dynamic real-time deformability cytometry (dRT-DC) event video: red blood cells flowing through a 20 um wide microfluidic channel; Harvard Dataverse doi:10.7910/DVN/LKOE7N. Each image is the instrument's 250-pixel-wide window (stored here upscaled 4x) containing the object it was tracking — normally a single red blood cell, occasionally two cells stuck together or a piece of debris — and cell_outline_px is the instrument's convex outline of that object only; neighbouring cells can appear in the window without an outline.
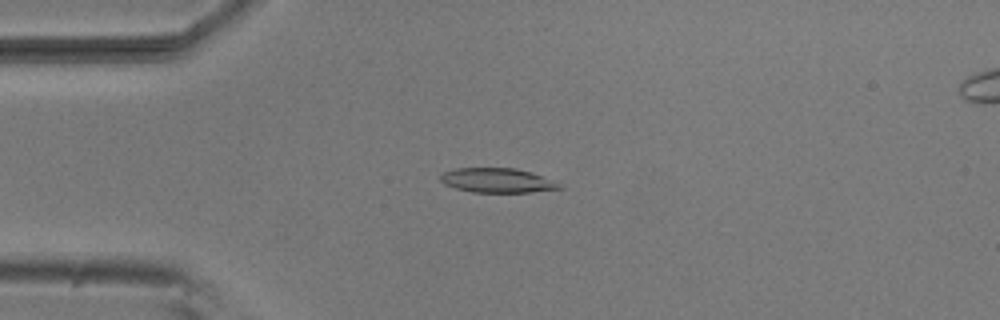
{"species": "common noctule bat (a hibernating species)", "species_latin": "Nyctalus noctula", "temperature_condition": "room temperature", "stored_images_in_passage": 8, "camera_frame_rate_fps": 3000, "um_per_image_px": 0.085, "animal": {"sex": "male", "body_mass_g": 20.5, "forearm_length_mm": 52.5}, "frame": {"image": 1, "passage_image": 3, "time_ms": 0.667, "image_size_px": [1000, 320], "cell_outline_px": [[564, 188], [532, 192], [472, 192], [456, 188], [444, 184], [440, 180], [440, 176], [444, 172], [456, 168], [516, 168], [540, 176], [560, 184]], "centroid_in_image_um": [42.23, 15.34], "position_along_channel_um": 42.8, "area_um2": 16.7}}
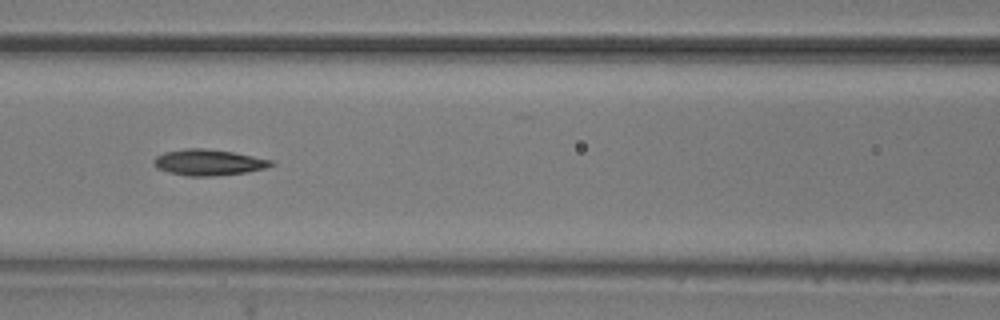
{"frame": {"image": 2, "passage_image": 6, "time_ms": 1.667, "image_size_px": [1000, 320], "cell_outline_px": [[276, 164], [268, 168], [248, 172], [216, 176], [188, 176], [168, 172], [156, 168], [152, 164], [152, 160], [156, 156], [164, 152], [184, 148], [204, 148], [232, 152], [276, 160]], "centroid_in_image_um": [17.75, 13.8], "position_along_channel_um": 148.8, "area_um2": 18.21}}
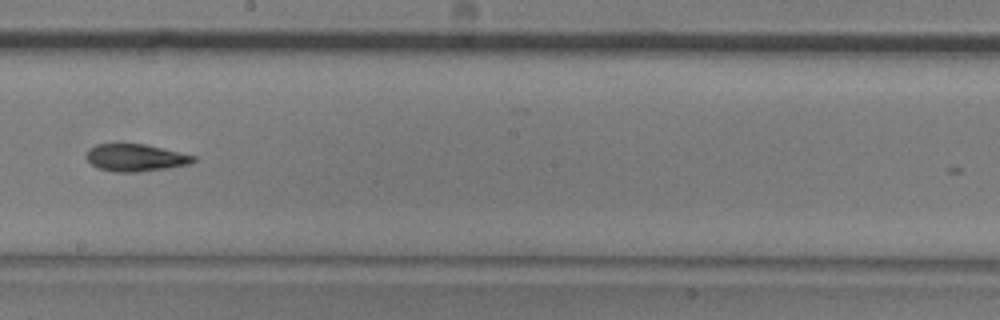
{"frame": {"image": 3, "passage_image": 8, "time_ms": 2.333, "image_size_px": [1000, 320], "cell_outline_px": [[196, 160], [188, 164], [168, 168], [140, 172], [112, 172], [100, 168], [92, 164], [88, 160], [88, 148], [96, 144], [144, 144], [196, 156]], "centroid_in_image_um": [11.53, 13.41], "position_along_channel_um": 236.7, "area_um2": 16.82}}